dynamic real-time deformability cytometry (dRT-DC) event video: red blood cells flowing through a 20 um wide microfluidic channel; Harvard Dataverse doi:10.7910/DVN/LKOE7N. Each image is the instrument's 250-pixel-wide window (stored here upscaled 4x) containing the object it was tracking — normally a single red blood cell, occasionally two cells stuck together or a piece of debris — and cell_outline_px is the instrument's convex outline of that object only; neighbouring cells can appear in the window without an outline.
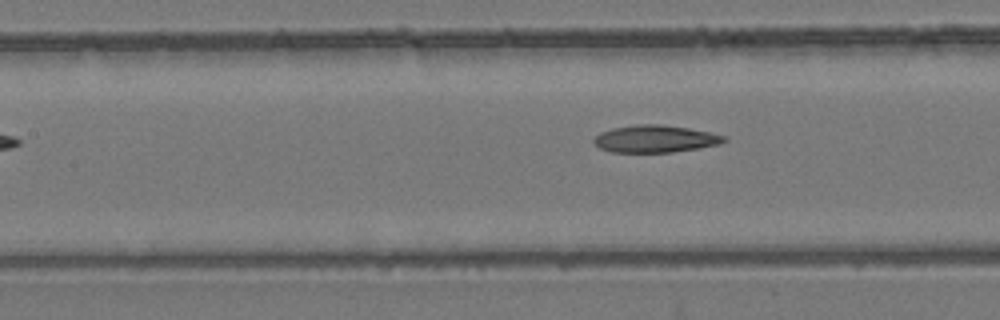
{"species": "common noctule bat (a hibernating species)", "species_latin": "Nyctalus noctula", "temperature_condition": "room temperature", "stored_images_in_passage": 7, "camera_frame_rate_fps": 3000, "um_per_image_px": 0.085, "animal": {"sex": "female", "body_mass_g": 24.6, "forearm_length_mm": 56.2}, "frame": {"image": 1, "passage_image": 7, "time_ms": 7.0, "image_size_px": [1000, 320], "cell_outline_px": [[728, 140], [720, 144], [700, 148], [672, 152], [612, 152], [600, 148], [592, 144], [592, 140], [600, 132], [612, 128], [636, 124], [660, 124], [688, 128], [708, 132], [724, 136]], "centroid_in_image_um": [55.66, 11.8], "position_along_channel_um": 151.7, "area_um2": 20.75}}